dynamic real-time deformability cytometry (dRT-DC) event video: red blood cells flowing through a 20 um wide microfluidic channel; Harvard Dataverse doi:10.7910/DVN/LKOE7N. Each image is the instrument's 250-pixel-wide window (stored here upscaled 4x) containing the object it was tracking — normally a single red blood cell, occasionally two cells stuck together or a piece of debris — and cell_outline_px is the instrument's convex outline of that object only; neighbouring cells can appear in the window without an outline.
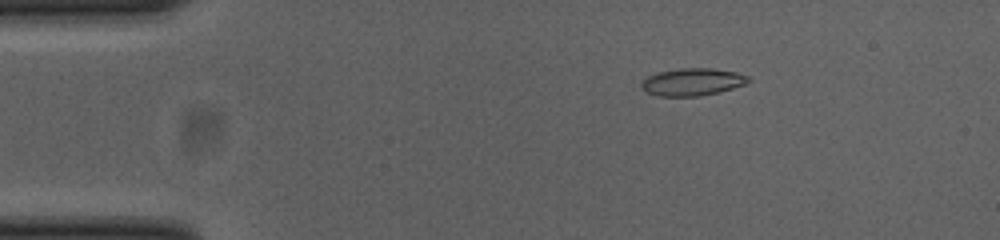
{"species": "common noctule bat (a hibernating species)", "species_latin": "Nyctalus noctula", "temperature_condition": "cold", "stored_images_in_passage": 46, "camera_frame_rate_fps": 3000, "um_per_image_px": 0.085, "animal": {"sex": "female", "body_mass_g": 23.0, "forearm_length_mm": 53.4}, "frame": {"image": 1, "passage_image": 2, "time_ms": 0.333, "image_size_px": [1000, 240], "cell_outline_px": [[752, 80], [744, 84], [732, 88], [700, 96], [660, 96], [648, 92], [640, 88], [640, 80], [648, 76], [660, 72], [680, 68], [712, 68], [736, 72], [748, 76]], "centroid_in_image_um": [58.83, 6.96], "position_along_channel_um": 26.2, "area_um2": 16.99}}
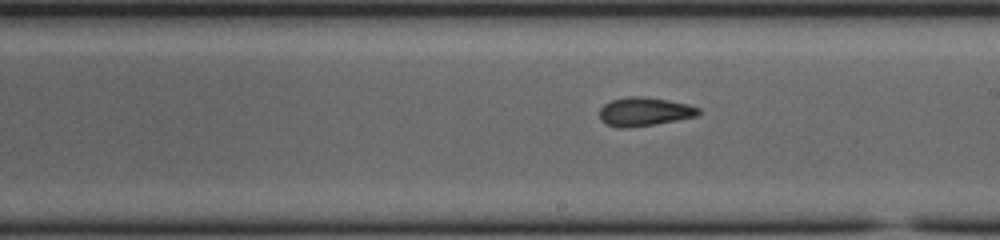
{"frame": {"image": 2, "passage_image": 23, "time_ms": 7.333, "image_size_px": [1000, 240], "cell_outline_px": [[700, 112], [696, 116], [676, 120], [652, 124], [624, 128], [620, 128], [608, 124], [600, 120], [600, 108], [604, 104], [612, 100], [624, 96], [640, 96], [668, 100], [688, 104], [700, 108]], "centroid_in_image_um": [54.75, 9.47], "position_along_channel_um": 234.2, "area_um2": 16.36}}
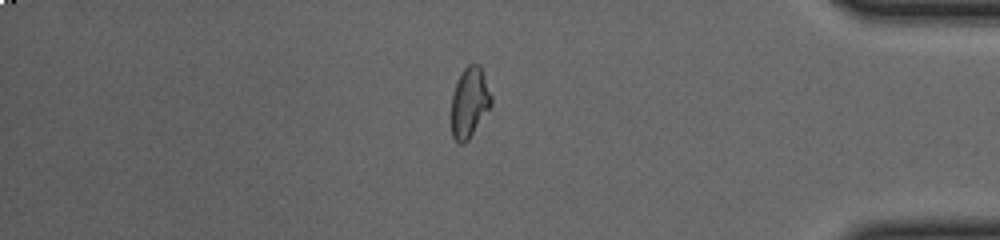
{"frame": {"image": 3, "passage_image": 38, "time_ms": 12.333, "image_size_px": [1000, 240], "cell_outline_px": [[492, 104], [468, 140], [464, 144], [460, 144], [452, 136], [452, 96], [456, 84], [464, 68], [472, 60], [480, 64], [492, 96]], "centroid_in_image_um": [39.92, 8.67], "position_along_channel_um": 395.3, "area_um2": 16.3}, "authors_computed_cell_mechanics": {"area_um2": 16.5308, "velocity_mm_per_s": 3.869, "shape_relaxation_time_tau1_ms": null, "shape_relaxation_time_tau2_ms": 2.1838, "deformation_change_tau1": null, "deformation_change_tau2": 0.0817}}